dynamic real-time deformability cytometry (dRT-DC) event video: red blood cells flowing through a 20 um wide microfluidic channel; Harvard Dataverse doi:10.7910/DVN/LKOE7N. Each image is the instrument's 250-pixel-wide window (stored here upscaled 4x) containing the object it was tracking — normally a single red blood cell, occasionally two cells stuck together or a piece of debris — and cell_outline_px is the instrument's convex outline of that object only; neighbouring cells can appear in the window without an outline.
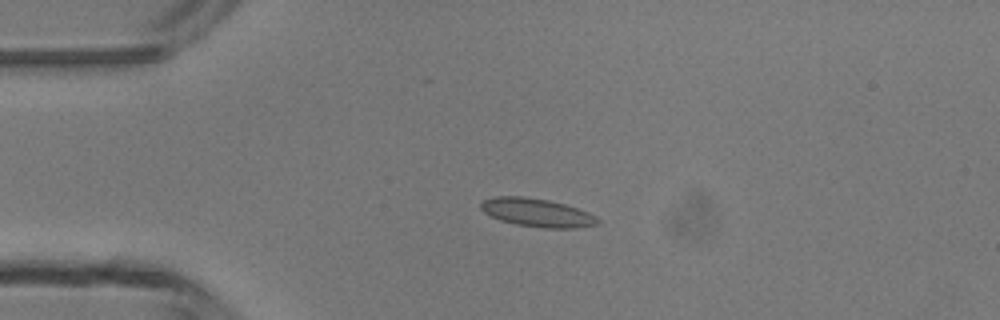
{"species": "common noctule bat (a hibernating species)", "species_latin": "Nyctalus noctula", "temperature_condition": "room temperature", "stored_images_in_passage": 5, "camera_frame_rate_fps": 3000, "um_per_image_px": 0.085, "animal": {"sex": "male", "body_mass_g": 13.3}, "frame": {"image": 1, "passage_image": 3, "time_ms": 2.333, "image_size_px": [1000, 320], "cell_outline_px": [[600, 224], [576, 228], [544, 228], [516, 224], [500, 220], [484, 212], [480, 208], [480, 204], [484, 200], [496, 196], [524, 196], [548, 200], [564, 204], [588, 212], [596, 216], [600, 220]], "centroid_in_image_um": [45.67, 18.07], "position_along_channel_um": 39.3, "area_um2": 19.25}}
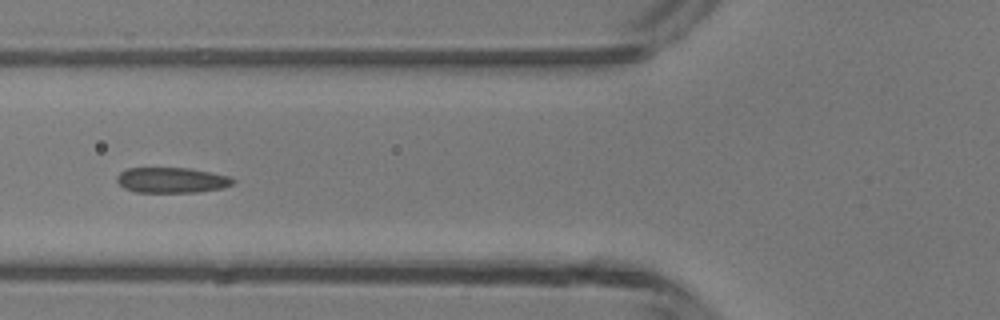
{"frame": {"image": 2, "passage_image": 5, "time_ms": 4.667, "image_size_px": [1000, 320], "cell_outline_px": [[236, 180], [232, 184], [224, 188], [196, 192], [136, 192], [124, 188], [116, 180], [116, 176], [120, 172], [128, 168], [188, 168], [228, 176]], "centroid_in_image_um": [14.58, 15.31], "position_along_channel_um": 111.2, "area_um2": 17.11}}